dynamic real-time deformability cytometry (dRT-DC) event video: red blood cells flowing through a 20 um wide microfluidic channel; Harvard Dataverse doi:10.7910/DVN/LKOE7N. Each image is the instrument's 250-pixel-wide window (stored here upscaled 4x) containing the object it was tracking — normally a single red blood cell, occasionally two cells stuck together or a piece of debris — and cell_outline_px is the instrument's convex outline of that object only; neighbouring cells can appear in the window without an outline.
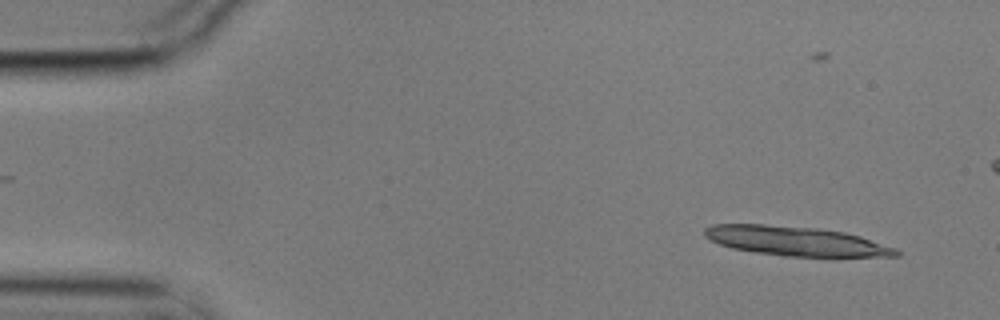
{"species": "common noctule bat (a hibernating species)", "species_latin": "Nyctalus noctula", "temperature_condition": "cold", "stored_images_in_passage": 8, "camera_frame_rate_fps": 3000, "um_per_image_px": 0.085, "animal": {"sex": "male", "body_mass_g": 17.9}, "frame": {"image": 1, "passage_image": 3, "time_ms": 0.667, "image_size_px": [1000, 320], "cell_outline_px": [[900, 256], [784, 256], [756, 252], [732, 248], [720, 244], [704, 236], [704, 228], [712, 224], [764, 224], [816, 228], [844, 232], [860, 236], [896, 248], [900, 252]], "centroid_in_image_um": [67.63, 20.48], "position_along_channel_um": 17.4, "area_um2": 32.48}}
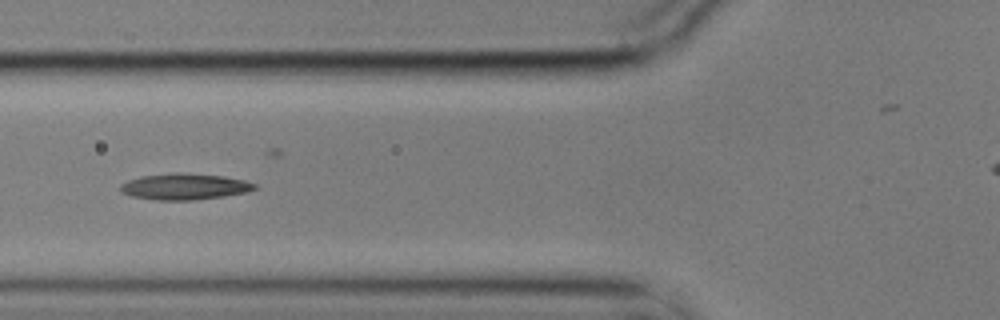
{"frame": {"image": 2, "passage_image": 8, "time_ms": 2.333, "image_size_px": [1000, 320], "cell_outline_px": [[260, 188], [248, 192], [224, 196], [192, 200], [156, 200], [132, 196], [120, 192], [120, 184], [128, 180], [140, 176], [176, 172], [180, 172], [224, 176], [244, 180], [256, 184]], "centroid_in_image_um": [15.7, 15.85], "position_along_channel_um": 110.1, "area_um2": 20.69}}